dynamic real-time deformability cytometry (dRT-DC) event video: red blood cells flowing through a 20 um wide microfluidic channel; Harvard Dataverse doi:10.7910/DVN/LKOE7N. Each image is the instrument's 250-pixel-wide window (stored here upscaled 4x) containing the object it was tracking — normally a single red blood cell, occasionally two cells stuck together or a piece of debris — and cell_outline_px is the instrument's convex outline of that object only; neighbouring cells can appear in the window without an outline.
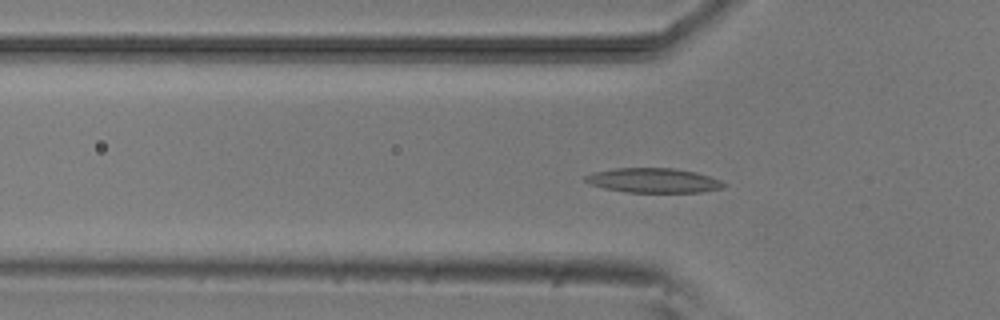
{"species": "common noctule bat (a hibernating species)", "species_latin": "Nyctalus noctula", "temperature_condition": "room temperature", "stored_images_in_passage": 40, "camera_frame_rate_fps": 3000, "um_per_image_px": 0.085, "animal": {"sex": "male", "body_mass_g": 20.5, "forearm_length_mm": 52.5}, "frame": {"image": 1, "passage_image": 3, "time_ms": 0.667, "image_size_px": [1000, 320], "cell_outline_px": [[728, 184], [724, 188], [700, 192], [628, 192], [604, 188], [592, 184], [584, 180], [584, 176], [592, 172], [616, 168], [672, 168], [696, 172], [720, 180]], "centroid_in_image_um": [55.56, 15.33], "position_along_channel_um": 70.2, "area_um2": 19.77}}
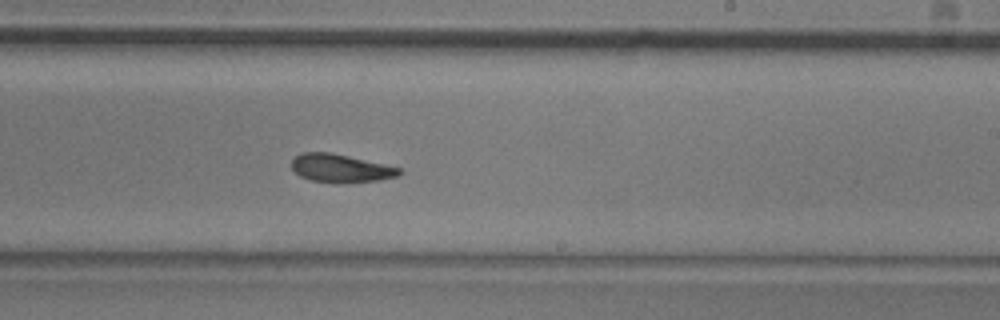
{"frame": {"image": 2, "passage_image": 18, "time_ms": 5.667, "image_size_px": [1000, 320], "cell_outline_px": [[404, 172], [400, 176], [380, 180], [352, 184], [336, 184], [312, 180], [300, 176], [292, 168], [292, 160], [300, 152], [328, 152], [348, 156], [384, 164], [400, 168]], "centroid_in_image_um": [29.0, 14.33], "position_along_channel_um": 260.0, "area_um2": 18.03}}
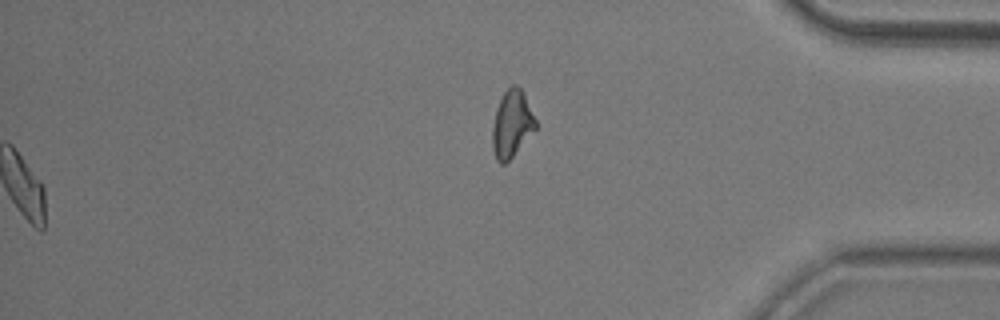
{"frame": {"image": 3, "passage_image": 40, "time_ms": 13.0, "image_size_px": [1000, 320], "cell_outline_px": [[536, 128], [512, 156], [504, 164], [500, 164], [496, 160], [492, 148], [492, 128], [496, 108], [504, 92], [512, 84], [516, 84], [524, 92], [536, 120]], "centroid_in_image_um": [43.49, 10.51], "position_along_channel_um": 391.7, "area_um2": 16.76}, "authors_computed_cell_mechanics": {"area_um2": 17.8891, "velocity_mm_per_s": 3.7809, "shape_relaxation_time_tau1_ms": 8.4135, "shape_relaxation_time_tau2_ms": 8.995, "deformation_change_tau1": 0.1994, "deformation_change_tau2": 0.1888}}